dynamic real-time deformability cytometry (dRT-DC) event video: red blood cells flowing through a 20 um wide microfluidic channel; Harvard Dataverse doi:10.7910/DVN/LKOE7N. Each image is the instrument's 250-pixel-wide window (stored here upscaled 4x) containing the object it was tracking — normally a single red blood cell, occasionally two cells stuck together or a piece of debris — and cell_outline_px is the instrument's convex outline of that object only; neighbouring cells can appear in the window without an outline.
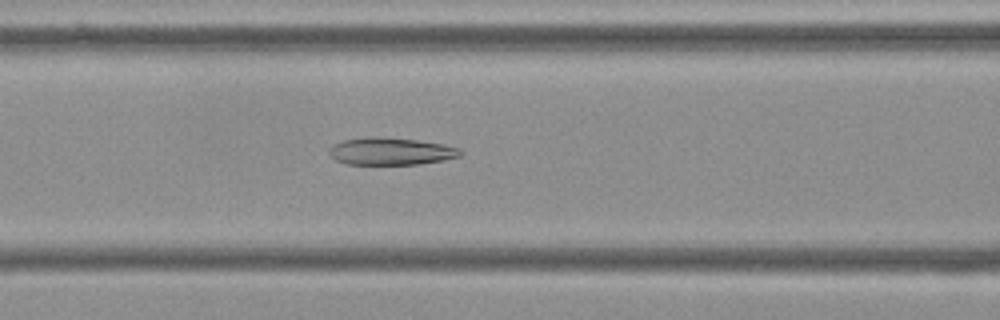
{"species": "Egyptian fruit bat (a non-hibernating species)", "species_latin": "Rousettus aegyptiacus", "temperature_condition": "cold", "stored_images_in_passage": 55, "camera_frame_rate_fps": 3000, "um_per_image_px": 0.085, "frame": {"image": 1, "passage_image": 22, "time_ms": 7.0, "image_size_px": [1000, 320], "cell_outline_px": [[464, 152], [460, 156], [444, 160], [420, 164], [344, 164], [336, 160], [328, 152], [328, 148], [332, 144], [344, 140], [368, 136], [372, 136], [416, 140], [444, 144], [460, 148]], "centroid_in_image_um": [33.22, 12.86], "position_along_channel_um": 133.4, "area_um2": 21.04}}
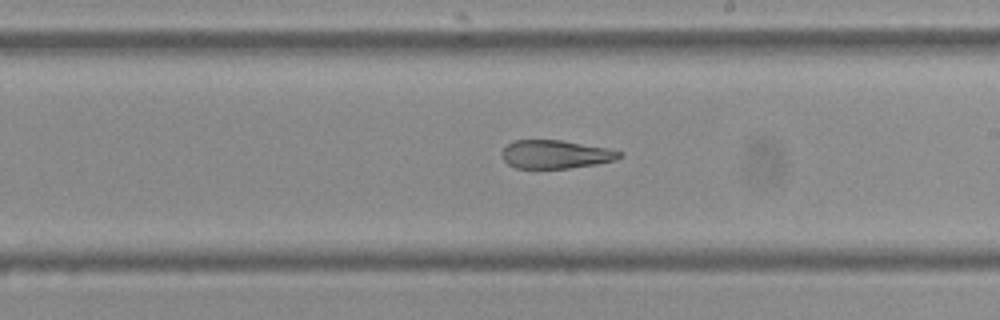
{"frame": {"image": 2, "passage_image": 31, "time_ms": 10.0, "image_size_px": [1000, 320], "cell_outline_px": [[624, 156], [616, 160], [596, 164], [568, 168], [516, 168], [508, 164], [500, 156], [500, 152], [508, 144], [516, 140], [560, 140], [608, 148], [624, 152]], "centroid_in_image_um": [47.24, 13.12], "position_along_channel_um": 241.8, "area_um2": 19.54}}
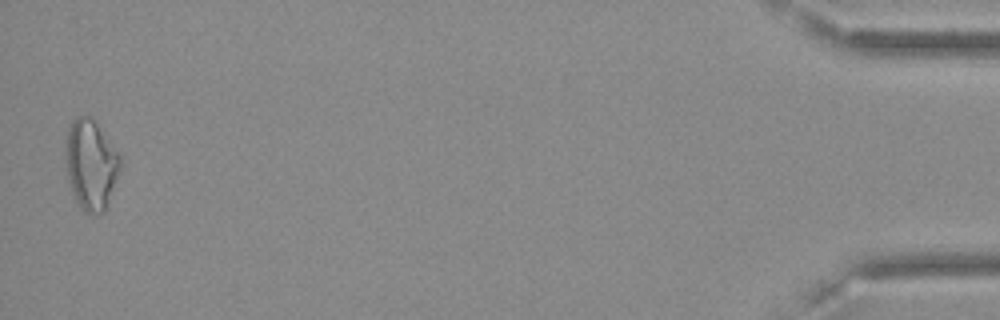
{"frame": {"image": 3, "passage_image": 54, "time_ms": 17.667, "image_size_px": [1000, 320], "cell_outline_px": [[120, 168], [104, 212], [100, 216], [84, 212], [80, 208], [72, 192], [68, 180], [68, 128], [72, 120], [76, 116], [92, 116], [120, 156]], "centroid_in_image_um": [7.75, 14.02], "position_along_channel_um": 427.5, "area_um2": 27.98}, "authors_computed_cell_mechanics": {"area_um2": 22.8888, "velocity_mm_per_s": 3.611, "shape_relaxation_time_tau1_ms": null, "shape_relaxation_time_tau2_ms": 6.239, "deformation_change_tau1": null, "deformation_change_tau2": 0.1432}}